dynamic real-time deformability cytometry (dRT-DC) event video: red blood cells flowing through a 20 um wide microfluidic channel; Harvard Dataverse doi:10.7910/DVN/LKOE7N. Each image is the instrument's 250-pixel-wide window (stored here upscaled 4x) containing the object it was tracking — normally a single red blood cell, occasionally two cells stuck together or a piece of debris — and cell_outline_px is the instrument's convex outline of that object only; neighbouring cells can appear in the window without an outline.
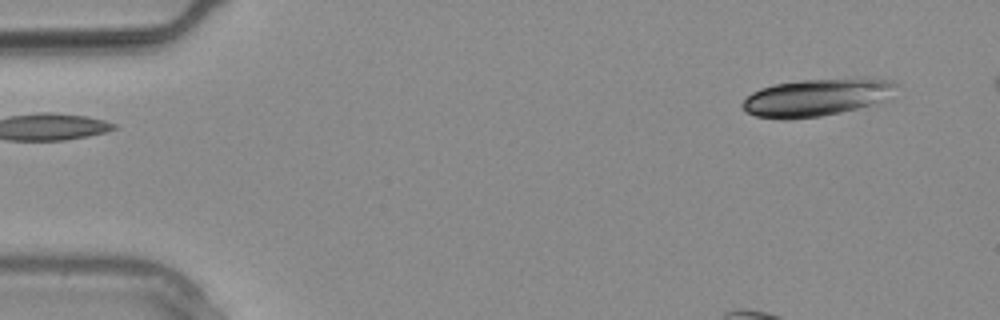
{"species": "common noctule bat (a hibernating species)", "species_latin": "Nyctalus noctula", "temperature_condition": "warm", "stored_images_in_passage": 11, "camera_frame_rate_fps": 3000, "um_per_image_px": 0.085, "animal": {"sex": "male", "body_mass_g": 20.4}, "frame": {"image": 1, "passage_image": 1, "time_ms": 0.0, "image_size_px": [1000, 320], "cell_outline_px": [[900, 84], [880, 100], [856, 108], [840, 112], [820, 116], [788, 120], [780, 120], [756, 116], [748, 112], [740, 104], [752, 92], [760, 88], [776, 84], [800, 80], [856, 76], [868, 76]], "centroid_in_image_um": [69.35, 8.25], "position_along_channel_um": 15.6, "area_um2": 33.52}}
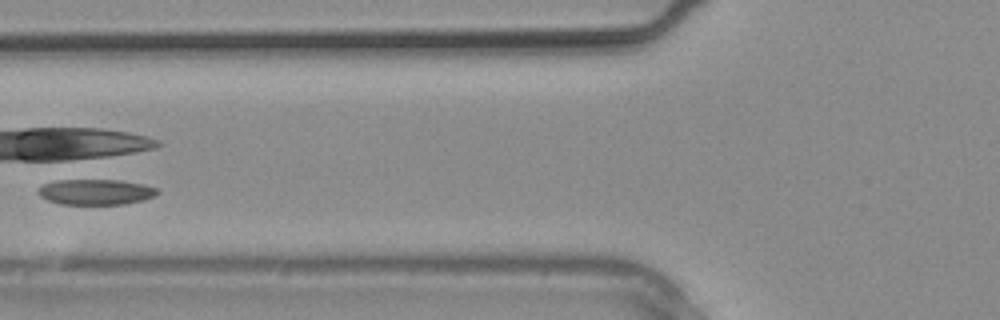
{"frame": {"image": 2, "passage_image": 10, "time_ms": 3.0, "image_size_px": [1000, 320], "cell_outline_px": [[160, 192], [156, 196], [144, 200], [124, 204], [60, 204], [48, 200], [40, 196], [40, 188], [44, 184], [64, 176], [68, 176], [120, 180], [144, 184], [156, 188]], "centroid_in_image_um": [8.12, 16.25], "position_along_channel_um": 117.7, "area_um2": 18.73}}